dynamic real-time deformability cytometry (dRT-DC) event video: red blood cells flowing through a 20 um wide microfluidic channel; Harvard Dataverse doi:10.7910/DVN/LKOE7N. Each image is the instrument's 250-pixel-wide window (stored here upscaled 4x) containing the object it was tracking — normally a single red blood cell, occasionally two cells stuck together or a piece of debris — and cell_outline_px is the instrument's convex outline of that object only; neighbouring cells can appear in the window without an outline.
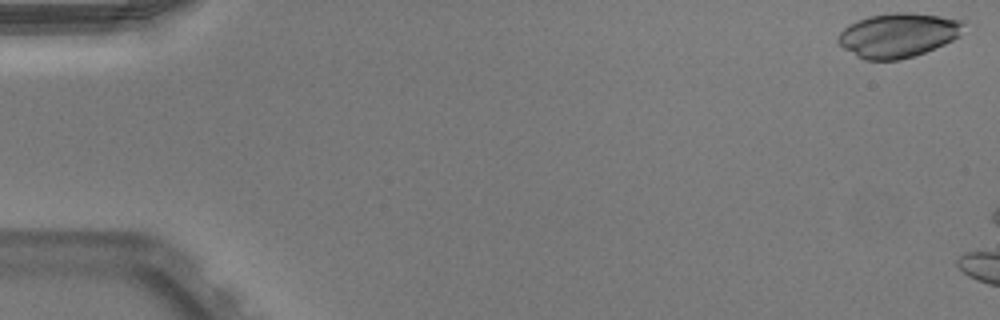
{"species": "Egyptian fruit bat (a non-hibernating species)", "species_latin": "Rousettus aegyptiacus", "temperature_condition": "warm", "stored_images_in_passage": 6, "camera_frame_rate_fps": 3000, "um_per_image_px": 0.085, "animal": {"sex": "male"}, "frame": {"image": 1, "passage_image": 1, "time_ms": 0.0, "image_size_px": [1000, 320], "cell_outline_px": [[964, 24], [960, 36], [944, 44], [924, 52], [900, 60], [864, 60], [856, 56], [844, 48], [836, 40], [840, 32], [848, 24], [856, 20], [868, 16], [892, 12], [912, 12], [940, 16], [964, 20]], "centroid_in_image_um": [76.32, 2.97], "position_along_channel_um": 8.7, "area_um2": 32.54}}